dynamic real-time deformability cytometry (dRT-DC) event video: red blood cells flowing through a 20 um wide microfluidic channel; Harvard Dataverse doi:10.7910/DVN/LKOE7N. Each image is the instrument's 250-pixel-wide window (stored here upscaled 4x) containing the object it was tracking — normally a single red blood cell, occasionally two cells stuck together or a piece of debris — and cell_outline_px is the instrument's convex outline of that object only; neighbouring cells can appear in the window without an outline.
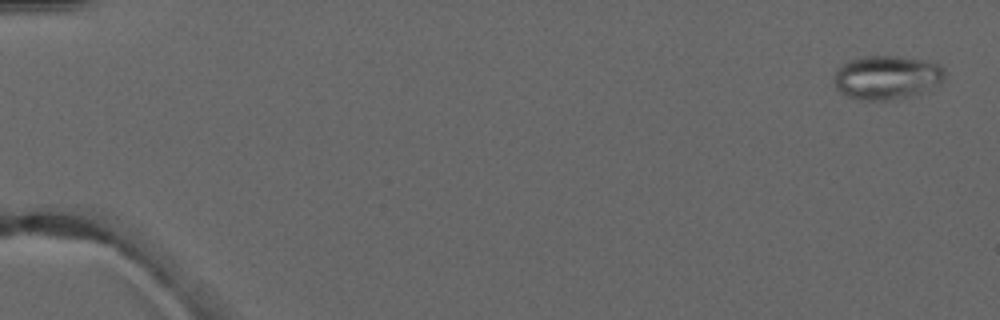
{"species": "common noctule bat (a hibernating species)", "species_latin": "Nyctalus noctula", "temperature_condition": "warm", "stored_images_in_passage": 4, "camera_frame_rate_fps": 3000, "um_per_image_px": 0.085, "animal": {"sex": "male", "forearm_length_mm": 52.5}, "frame": {"image": 1, "passage_image": 1, "time_ms": 0.0, "image_size_px": [1000, 320], "cell_outline_px": [[944, 80], [928, 92], [888, 100], [864, 100], [848, 96], [840, 92], [836, 88], [836, 72], [840, 64], [848, 60], [868, 56], [900, 56], [924, 60], [940, 64], [944, 68]], "centroid_in_image_um": [75.43, 6.57], "position_along_channel_um": 9.6, "area_um2": 28.38}}